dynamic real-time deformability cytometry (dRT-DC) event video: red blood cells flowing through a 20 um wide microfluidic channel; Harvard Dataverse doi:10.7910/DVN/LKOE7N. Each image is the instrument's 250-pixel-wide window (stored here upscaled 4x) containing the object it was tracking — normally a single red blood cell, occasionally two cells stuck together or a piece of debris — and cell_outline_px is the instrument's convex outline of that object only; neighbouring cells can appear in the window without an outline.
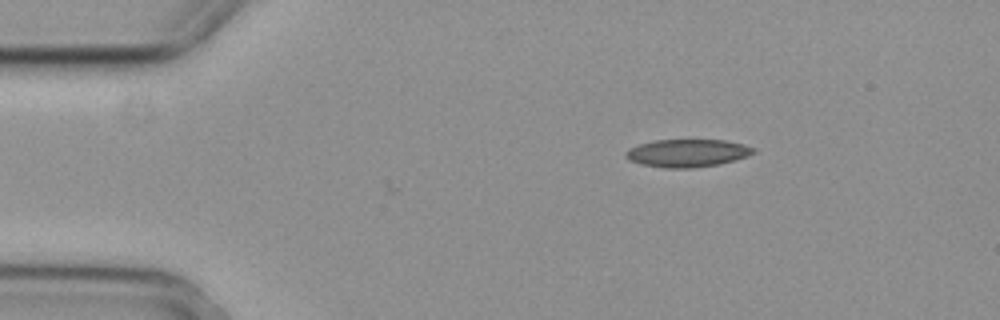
{"species": "common noctule bat (a hibernating species)", "species_latin": "Nyctalus noctula", "temperature_condition": "cold", "stored_images_in_passage": 3, "camera_frame_rate_fps": 3000, "um_per_image_px": 0.085, "animal": {"sex": "female", "body_mass_g": 29.2, "forearm_length_mm": 56.3}, "frame": {"image": 1, "passage_image": 1, "time_ms": 0.0, "image_size_px": [1000, 320], "cell_outline_px": [[756, 152], [748, 156], [736, 160], [720, 164], [692, 168], [664, 168], [640, 164], [628, 160], [624, 156], [624, 152], [628, 148], [640, 144], [656, 140], [724, 140], [744, 144], [756, 148]], "centroid_in_image_um": [58.42, 13.02], "position_along_channel_um": 26.6, "area_um2": 20.92}}
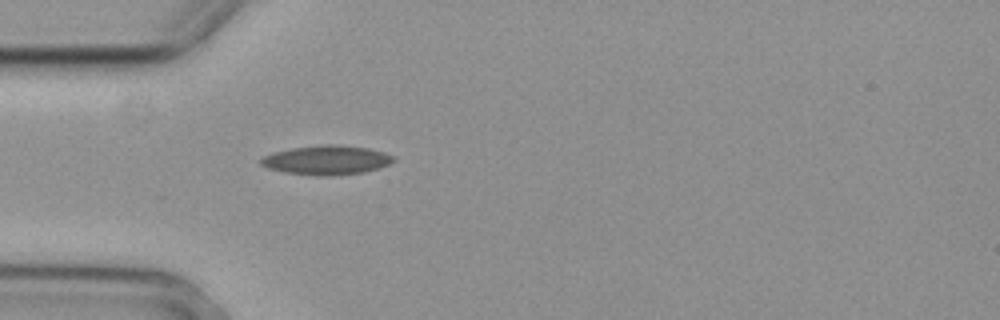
{"frame": {"image": 2, "passage_image": 3, "time_ms": 0.667, "image_size_px": [1000, 320], "cell_outline_px": [[396, 160], [388, 164], [364, 172], [332, 176], [320, 176], [284, 172], [268, 168], [260, 164], [260, 160], [264, 156], [272, 152], [292, 148], [324, 144], [336, 144], [368, 148], [384, 152], [396, 156]], "centroid_in_image_um": [27.77, 13.6], "position_along_channel_um": 57.2, "area_um2": 22.66}}